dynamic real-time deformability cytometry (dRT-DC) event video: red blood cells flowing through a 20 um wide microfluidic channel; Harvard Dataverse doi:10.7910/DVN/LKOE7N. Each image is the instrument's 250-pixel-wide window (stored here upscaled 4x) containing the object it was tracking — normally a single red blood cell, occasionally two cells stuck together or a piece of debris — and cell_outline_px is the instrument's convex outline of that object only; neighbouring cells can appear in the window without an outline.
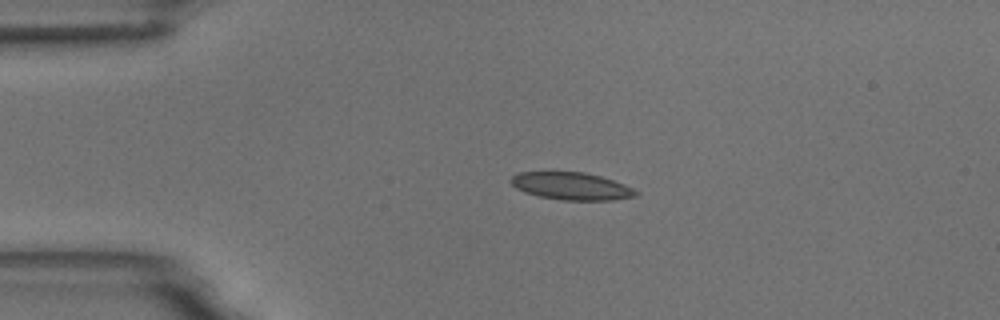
{"species": "common noctule bat (a hibernating species)", "species_latin": "Nyctalus noctula", "temperature_condition": "room temperature", "stored_images_in_passage": 4, "camera_frame_rate_fps": 3000, "um_per_image_px": 0.085, "animal": {"sex": "male", "body_mass_g": 18.8}, "frame": {"image": 1, "passage_image": 3, "time_ms": 2.0, "image_size_px": [1000, 320], "cell_outline_px": [[640, 192], [636, 196], [612, 200], [564, 200], [540, 196], [524, 192], [516, 188], [508, 180], [512, 176], [520, 172], [584, 172], [600, 176], [624, 184]], "centroid_in_image_um": [48.56, 15.82], "position_along_channel_um": 36.4, "area_um2": 19.88}}